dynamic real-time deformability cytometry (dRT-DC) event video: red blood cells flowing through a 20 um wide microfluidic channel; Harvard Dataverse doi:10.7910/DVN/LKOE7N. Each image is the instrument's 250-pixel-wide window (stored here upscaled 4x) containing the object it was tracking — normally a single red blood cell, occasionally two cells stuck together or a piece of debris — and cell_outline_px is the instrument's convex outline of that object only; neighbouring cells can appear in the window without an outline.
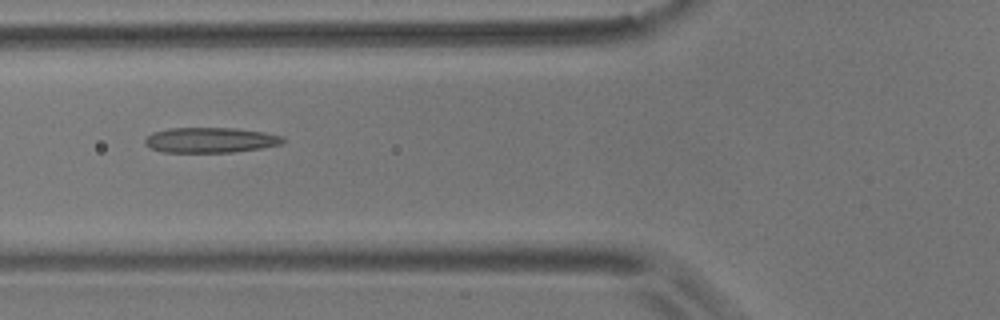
{"species": "common noctule bat (a hibernating species)", "species_latin": "Nyctalus noctula", "temperature_condition": "room temperature", "stored_images_in_passage": 12, "camera_frame_rate_fps": 3000, "um_per_image_px": 0.085, "animal": {"sex": "male", "body_mass_g": 17.9}, "frame": {"image": 1, "passage_image": 3, "time_ms": 2.333, "image_size_px": [1000, 320], "cell_outline_px": [[284, 144], [260, 148], [232, 152], [164, 152], [152, 148], [144, 144], [144, 140], [152, 132], [168, 128], [232, 128], [264, 132], [284, 136]], "centroid_in_image_um": [17.89, 11.9], "position_along_channel_um": 107.9, "area_um2": 20.29}}
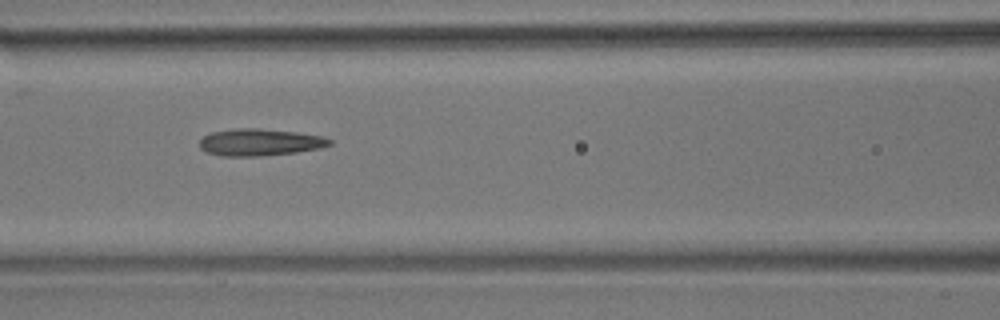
{"frame": {"image": 2, "passage_image": 4, "time_ms": 3.333, "image_size_px": [1000, 320], "cell_outline_px": [[332, 144], [320, 148], [296, 152], [260, 156], [220, 156], [204, 152], [200, 148], [200, 140], [204, 136], [212, 132], [236, 128], [256, 128], [296, 132], [324, 136], [332, 140]], "centroid_in_image_um": [22.08, 12.09], "position_along_channel_um": 144.5, "area_um2": 20.52}}
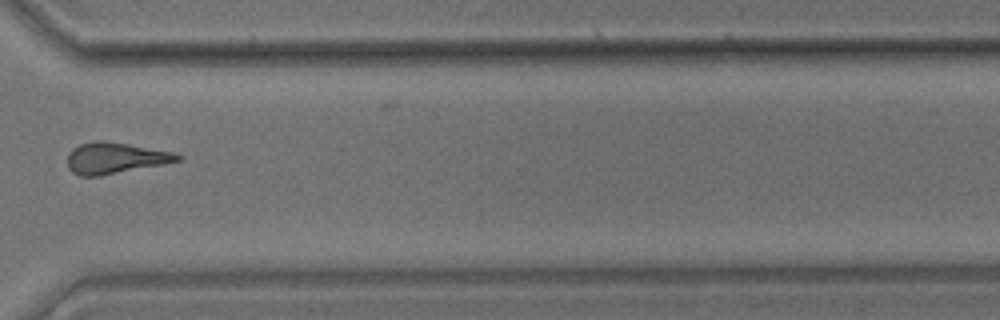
{"frame": {"image": 3, "passage_image": 9, "time_ms": 9.333, "image_size_px": [1000, 320], "cell_outline_px": [[180, 160], [164, 164], [100, 176], [80, 176], [72, 172], [68, 168], [68, 152], [72, 148], [80, 144], [96, 140], [104, 140], [128, 144], [172, 152], [180, 156]], "centroid_in_image_um": [9.73, 13.43], "position_along_channel_um": 360.9, "area_um2": 19.88}, "authors_computed_cell_mechanics": {"area_um2": 19.7676, "velocity_mm_per_s": 3.6177, "shape_relaxation_time_tau1_ms": null, "shape_relaxation_time_tau2_ms": 2.0859, "deformation_change_tau1": null, "deformation_change_tau2": 0.1143}}